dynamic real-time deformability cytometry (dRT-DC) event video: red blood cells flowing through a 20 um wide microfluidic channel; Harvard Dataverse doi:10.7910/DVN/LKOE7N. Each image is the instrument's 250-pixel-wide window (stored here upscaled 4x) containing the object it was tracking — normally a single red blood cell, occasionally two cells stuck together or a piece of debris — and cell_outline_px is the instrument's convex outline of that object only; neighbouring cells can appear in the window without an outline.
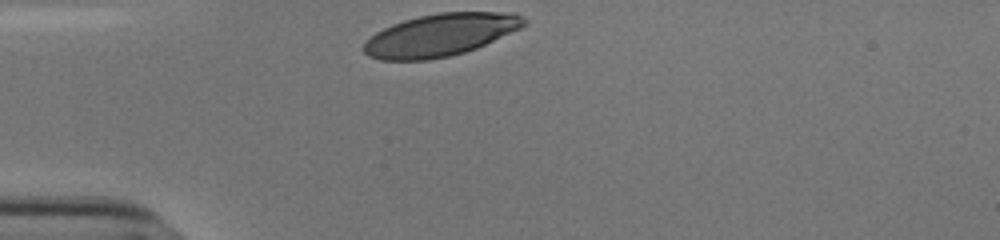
{"species": "human", "species_latin": "Homo sapiens", "temperature_condition": "cold", "stored_images_in_passage": 29, "camera_frame_rate_fps": 3000, "um_per_image_px": 0.085, "donor": {"sex": "male"}, "frame": {"image": 1, "passage_image": 1, "time_ms": 0.0, "image_size_px": [1000, 240], "cell_outline_px": [[528, 24], [520, 28], [476, 48], [464, 52], [448, 56], [428, 60], [380, 60], [368, 56], [360, 48], [364, 40], [376, 32], [392, 24], [404, 20], [420, 16], [440, 12], [516, 12], [524, 16], [528, 20]], "centroid_in_image_um": [37.42, 2.96], "position_along_channel_um": 47.6, "area_um2": 39.82}}
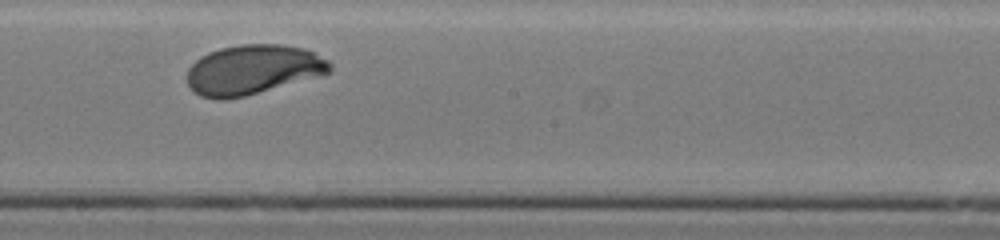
{"frame": {"image": 2, "passage_image": 17, "time_ms": 5.333, "image_size_px": [1000, 240], "cell_outline_px": [[332, 68], [324, 76], [244, 96], [224, 100], [220, 100], [200, 96], [192, 92], [188, 84], [188, 68], [200, 56], [208, 52], [220, 48], [240, 44], [284, 44], [304, 48], [328, 60], [332, 64]], "centroid_in_image_um": [21.51, 5.93], "position_along_channel_um": 226.7, "area_um2": 41.79}}
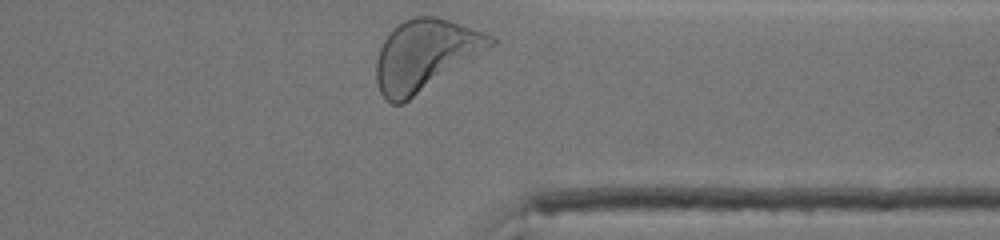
{"frame": {"image": 3, "passage_image": 29, "time_ms": 9.333, "image_size_px": [1000, 240], "cell_outline_px": [[496, 44], [404, 104], [392, 104], [384, 100], [380, 92], [376, 80], [376, 60], [380, 48], [384, 40], [404, 20], [412, 16], [436, 16], [484, 32], [492, 36], [496, 40]], "centroid_in_image_um": [36.13, 4.71], "position_along_channel_um": 375.3, "area_um2": 46.99}, "authors_computed_cell_mechanics": {"area_um2": 41.2114, "velocity_mm_per_s": 3.7631, "shape_relaxation_time_tau1_ms": 2.4281, "shape_relaxation_time_tau2_ms": null, "deformation_change_tau1": 0.1498, "deformation_change_tau2": null}}